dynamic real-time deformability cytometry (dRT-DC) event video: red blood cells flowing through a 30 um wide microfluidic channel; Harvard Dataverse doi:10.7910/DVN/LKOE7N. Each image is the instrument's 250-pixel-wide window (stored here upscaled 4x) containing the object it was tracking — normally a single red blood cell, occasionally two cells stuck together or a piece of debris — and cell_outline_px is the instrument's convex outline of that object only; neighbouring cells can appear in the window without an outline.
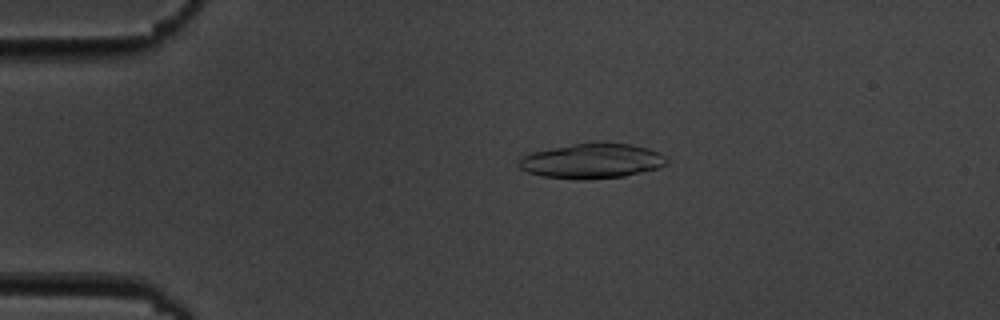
{"species": "common noctule bat (a hibernating species)", "species_latin": "Nyctalus noctula", "temperature_condition": "cold", "stored_images_in_passage": 11, "camera_frame_rate_fps": 3000, "um_per_image_px": 0.085, "animal": {"sex": "male", "body_mass_g": 19.5, "forearm_length_mm": 54.6}, "frame": {"image": 1, "passage_image": 1, "time_ms": 0.0, "image_size_px": [1000, 320], "cell_outline_px": [[668, 164], [660, 168], [624, 176], [584, 180], [576, 180], [540, 176], [528, 172], [520, 168], [520, 160], [524, 156], [532, 152], [592, 140], [604, 140], [632, 144], [648, 148], [660, 152], [668, 160]], "centroid_in_image_um": [50.38, 13.65], "position_along_channel_um": 34.6, "area_um2": 30.87}}
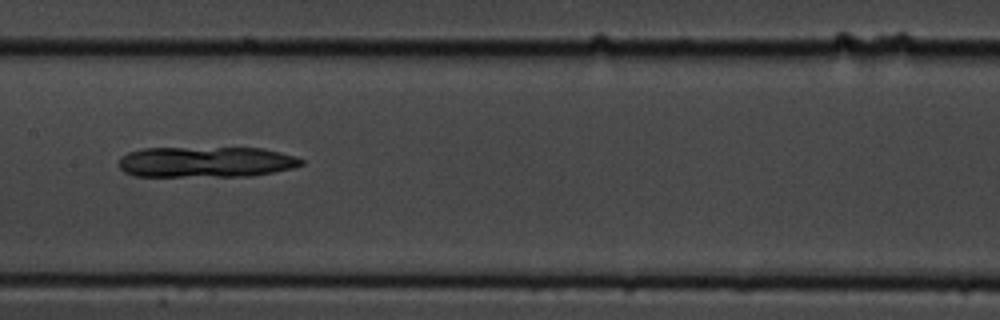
{"frame": {"image": 2, "passage_image": 5, "time_ms": 5.667, "image_size_px": [1000, 320], "cell_outline_px": [[304, 164], [292, 168], [252, 176], [132, 176], [124, 172], [120, 168], [120, 156], [128, 152], [144, 148], [264, 148], [296, 156], [304, 160]], "centroid_in_image_um": [17.51, 13.77], "position_along_channel_um": 189.9, "area_um2": 32.83}}
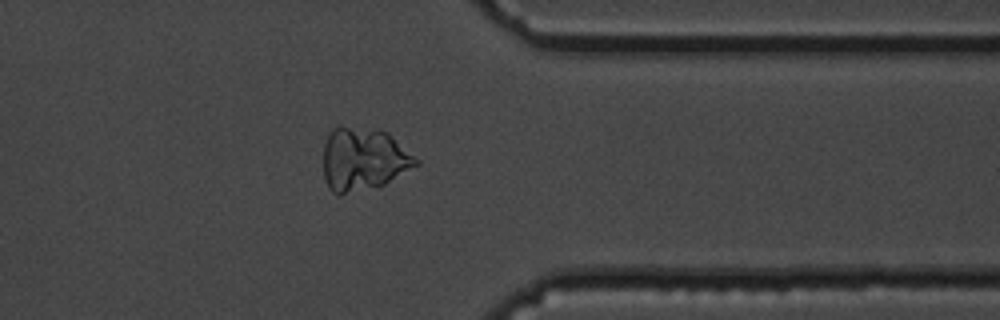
{"frame": {"image": 3, "passage_image": 10, "time_ms": 11.333, "image_size_px": [1000, 320], "cell_outline_px": [[420, 164], [384, 184], [340, 196], [336, 196], [332, 192], [324, 176], [324, 144], [332, 128], [348, 128], [388, 132], [420, 160]], "centroid_in_image_um": [30.91, 13.58], "position_along_channel_um": 380.5, "area_um2": 33.58}}